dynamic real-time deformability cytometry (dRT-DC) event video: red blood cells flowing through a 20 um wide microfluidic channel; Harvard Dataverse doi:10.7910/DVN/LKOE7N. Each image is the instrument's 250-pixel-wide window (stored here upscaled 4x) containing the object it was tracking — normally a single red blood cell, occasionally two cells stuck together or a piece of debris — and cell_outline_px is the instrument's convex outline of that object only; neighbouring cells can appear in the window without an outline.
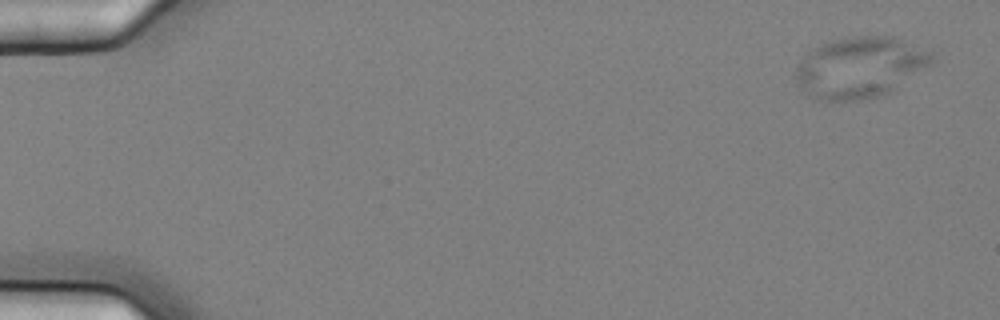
{"species": "common noctule bat (a hibernating species)", "species_latin": "Nyctalus noctula", "temperature_condition": "cold", "stored_images_in_passage": 8, "camera_frame_rate_fps": 3000, "um_per_image_px": 0.085, "animal": {"sex": "female", "body_mass_g": 25.1}, "frame": {"image": 1, "passage_image": 1, "time_ms": 0.0, "image_size_px": [1000, 320], "cell_outline_px": [[936, 60], [932, 64], [888, 92], [876, 96], [860, 100], [820, 100], [792, 76], [800, 60], [812, 48], [820, 44], [844, 36], [892, 36], [932, 52]], "centroid_in_image_um": [73.11, 5.68], "position_along_channel_um": 11.9, "area_um2": 47.74}}